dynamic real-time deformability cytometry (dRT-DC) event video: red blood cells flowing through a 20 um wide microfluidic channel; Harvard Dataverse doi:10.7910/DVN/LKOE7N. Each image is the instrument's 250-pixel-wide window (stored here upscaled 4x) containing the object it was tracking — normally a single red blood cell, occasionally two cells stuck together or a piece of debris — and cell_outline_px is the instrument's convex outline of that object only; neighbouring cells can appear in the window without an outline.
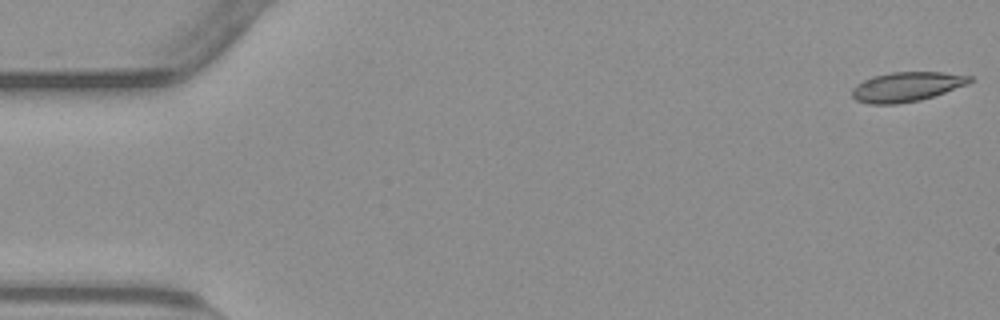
{"species": "common noctule bat (a hibernating species)", "species_latin": "Nyctalus noctula", "temperature_condition": "warm", "stored_images_in_passage": 54, "camera_frame_rate_fps": 3000, "um_per_image_px": 0.085, "animal": {"sex": "male", "body_mass_g": 23.1, "forearm_length_mm": 52.7}, "frame": {"image": 1, "passage_image": 1, "time_ms": 0.0, "image_size_px": [1000, 320], "cell_outline_px": [[972, 80], [968, 84], [920, 100], [896, 104], [868, 104], [856, 100], [852, 96], [852, 88], [856, 84], [872, 76], [892, 72], [944, 72], [972, 76]], "centroid_in_image_um": [77.04, 7.37], "position_along_channel_um": 8.0, "area_um2": 20.23}}
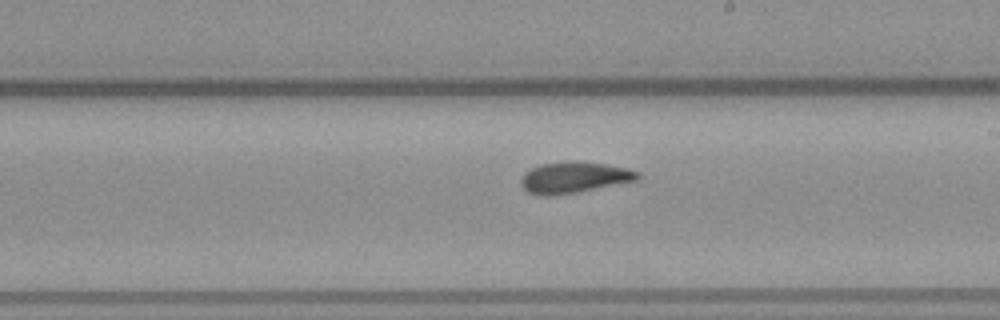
{"frame": {"image": 2, "passage_image": 31, "time_ms": 10.0, "image_size_px": [1000, 320], "cell_outline_px": [[640, 176], [636, 180], [576, 192], [548, 196], [528, 192], [520, 184], [520, 180], [524, 172], [540, 164], [576, 160], [608, 164], [628, 168], [640, 172]], "centroid_in_image_um": [48.79, 15.06], "position_along_channel_um": 240.2, "area_um2": 21.1}}
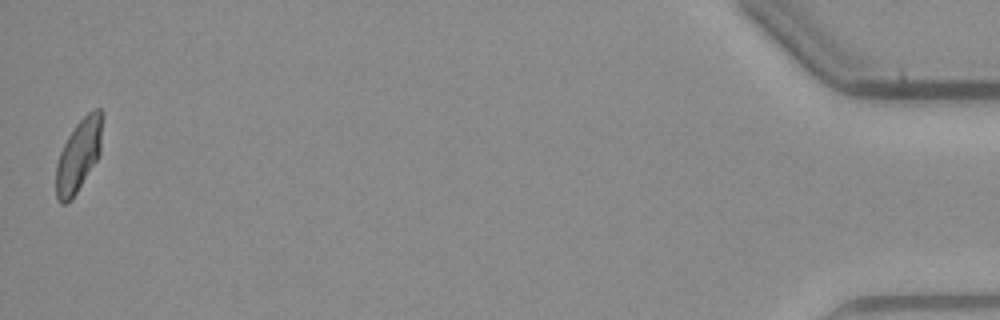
{"frame": {"image": 3, "passage_image": 54, "time_ms": 17.667, "image_size_px": [1000, 320], "cell_outline_px": [[104, 116], [100, 156], [68, 204], [60, 204], [56, 200], [56, 164], [60, 152], [68, 136], [76, 124], [92, 108], [100, 108], [104, 112]], "centroid_in_image_um": [6.71, 13.17], "position_along_channel_um": 428.5, "area_um2": 19.94}, "authors_computed_cell_mechanics": {"area_um2": 20.7213, "velocity_mm_per_s": 3.791, "shape_relaxation_time_tau1_ms": null, "shape_relaxation_time_tau2_ms": 2.3073, "deformation_change_tau1": null, "deformation_change_tau2": 0.0707}}